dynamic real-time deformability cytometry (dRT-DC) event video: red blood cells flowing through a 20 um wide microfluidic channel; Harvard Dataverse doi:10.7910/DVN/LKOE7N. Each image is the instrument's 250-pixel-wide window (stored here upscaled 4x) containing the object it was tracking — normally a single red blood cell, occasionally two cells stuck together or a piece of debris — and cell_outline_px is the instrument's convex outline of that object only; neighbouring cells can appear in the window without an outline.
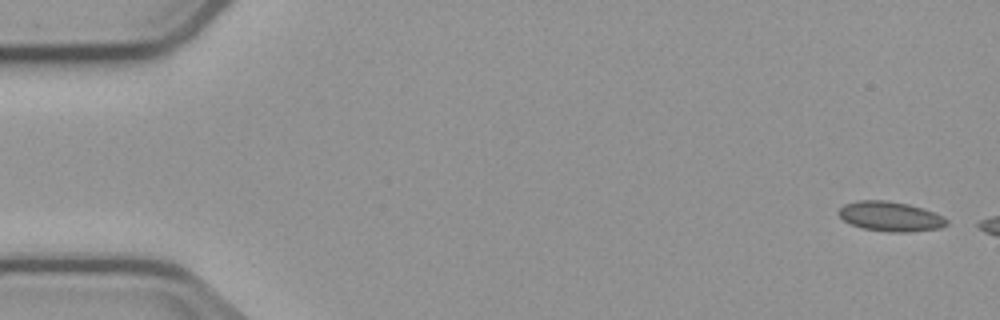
{"species": "common noctule bat (a hibernating species)", "species_latin": "Nyctalus noctula", "temperature_condition": "cold", "stored_images_in_passage": 5, "camera_frame_rate_fps": 3000, "um_per_image_px": 0.085, "animal": {"sex": "male", "body_mass_g": 23.1, "forearm_length_mm": 52.7}, "frame": {"image": 1, "passage_image": 1, "time_ms": 0.0, "image_size_px": [1000, 320], "cell_outline_px": [[948, 224], [940, 228], [908, 232], [888, 232], [864, 228], [852, 224], [844, 220], [840, 216], [840, 208], [844, 204], [856, 200], [888, 200], [908, 204], [924, 208], [944, 216], [948, 220]], "centroid_in_image_um": [75.72, 18.39], "position_along_channel_um": 9.3, "area_um2": 18.73}}